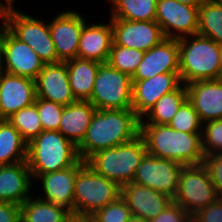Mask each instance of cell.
I'll list each match as a JSON object with an SVG mask.
<instances>
[{
  "label": "cell",
  "instance_id": "33",
  "mask_svg": "<svg viewBox=\"0 0 222 222\" xmlns=\"http://www.w3.org/2000/svg\"><path fill=\"white\" fill-rule=\"evenodd\" d=\"M168 125L174 130L185 133H202L203 124L193 105L186 100L178 109Z\"/></svg>",
  "mask_w": 222,
  "mask_h": 222
},
{
  "label": "cell",
  "instance_id": "23",
  "mask_svg": "<svg viewBox=\"0 0 222 222\" xmlns=\"http://www.w3.org/2000/svg\"><path fill=\"white\" fill-rule=\"evenodd\" d=\"M109 22L90 25L84 23L79 39L78 58L107 63L113 44L112 26Z\"/></svg>",
  "mask_w": 222,
  "mask_h": 222
},
{
  "label": "cell",
  "instance_id": "5",
  "mask_svg": "<svg viewBox=\"0 0 222 222\" xmlns=\"http://www.w3.org/2000/svg\"><path fill=\"white\" fill-rule=\"evenodd\" d=\"M146 153L145 142L138 135L130 142L95 152L86 163L96 173L110 179L121 188L133 181L135 171Z\"/></svg>",
  "mask_w": 222,
  "mask_h": 222
},
{
  "label": "cell",
  "instance_id": "30",
  "mask_svg": "<svg viewBox=\"0 0 222 222\" xmlns=\"http://www.w3.org/2000/svg\"><path fill=\"white\" fill-rule=\"evenodd\" d=\"M197 34L222 44V2L203 0L199 6V26Z\"/></svg>",
  "mask_w": 222,
  "mask_h": 222
},
{
  "label": "cell",
  "instance_id": "15",
  "mask_svg": "<svg viewBox=\"0 0 222 222\" xmlns=\"http://www.w3.org/2000/svg\"><path fill=\"white\" fill-rule=\"evenodd\" d=\"M132 82V110L140 119L164 94L176 90L182 84L179 72L162 73Z\"/></svg>",
  "mask_w": 222,
  "mask_h": 222
},
{
  "label": "cell",
  "instance_id": "44",
  "mask_svg": "<svg viewBox=\"0 0 222 222\" xmlns=\"http://www.w3.org/2000/svg\"><path fill=\"white\" fill-rule=\"evenodd\" d=\"M188 6H200L203 0H175Z\"/></svg>",
  "mask_w": 222,
  "mask_h": 222
},
{
  "label": "cell",
  "instance_id": "43",
  "mask_svg": "<svg viewBox=\"0 0 222 222\" xmlns=\"http://www.w3.org/2000/svg\"><path fill=\"white\" fill-rule=\"evenodd\" d=\"M6 3H2L0 1V13L7 9H13L14 8V0H4Z\"/></svg>",
  "mask_w": 222,
  "mask_h": 222
},
{
  "label": "cell",
  "instance_id": "17",
  "mask_svg": "<svg viewBox=\"0 0 222 222\" xmlns=\"http://www.w3.org/2000/svg\"><path fill=\"white\" fill-rule=\"evenodd\" d=\"M35 80L4 72L0 79V119L35 103Z\"/></svg>",
  "mask_w": 222,
  "mask_h": 222
},
{
  "label": "cell",
  "instance_id": "19",
  "mask_svg": "<svg viewBox=\"0 0 222 222\" xmlns=\"http://www.w3.org/2000/svg\"><path fill=\"white\" fill-rule=\"evenodd\" d=\"M85 163L86 161L80 159L76 164L64 170L38 175L35 179H40L45 195L44 197L38 195V198L60 205L73 215L75 178L78 170Z\"/></svg>",
  "mask_w": 222,
  "mask_h": 222
},
{
  "label": "cell",
  "instance_id": "34",
  "mask_svg": "<svg viewBox=\"0 0 222 222\" xmlns=\"http://www.w3.org/2000/svg\"><path fill=\"white\" fill-rule=\"evenodd\" d=\"M34 104L37 107L43 131H58L64 106L42 98H36Z\"/></svg>",
  "mask_w": 222,
  "mask_h": 222
},
{
  "label": "cell",
  "instance_id": "35",
  "mask_svg": "<svg viewBox=\"0 0 222 222\" xmlns=\"http://www.w3.org/2000/svg\"><path fill=\"white\" fill-rule=\"evenodd\" d=\"M131 216L126 201L119 196L114 202L97 210L90 217L94 222H127Z\"/></svg>",
  "mask_w": 222,
  "mask_h": 222
},
{
  "label": "cell",
  "instance_id": "47",
  "mask_svg": "<svg viewBox=\"0 0 222 222\" xmlns=\"http://www.w3.org/2000/svg\"><path fill=\"white\" fill-rule=\"evenodd\" d=\"M218 80L222 83V69H221V72H220Z\"/></svg>",
  "mask_w": 222,
  "mask_h": 222
},
{
  "label": "cell",
  "instance_id": "36",
  "mask_svg": "<svg viewBox=\"0 0 222 222\" xmlns=\"http://www.w3.org/2000/svg\"><path fill=\"white\" fill-rule=\"evenodd\" d=\"M202 148L205 156L222 154V119L203 123Z\"/></svg>",
  "mask_w": 222,
  "mask_h": 222
},
{
  "label": "cell",
  "instance_id": "8",
  "mask_svg": "<svg viewBox=\"0 0 222 222\" xmlns=\"http://www.w3.org/2000/svg\"><path fill=\"white\" fill-rule=\"evenodd\" d=\"M131 76L101 63L88 100L97 110L132 109Z\"/></svg>",
  "mask_w": 222,
  "mask_h": 222
},
{
  "label": "cell",
  "instance_id": "28",
  "mask_svg": "<svg viewBox=\"0 0 222 222\" xmlns=\"http://www.w3.org/2000/svg\"><path fill=\"white\" fill-rule=\"evenodd\" d=\"M187 100V89L183 83L174 91L164 94L141 118L140 124H168Z\"/></svg>",
  "mask_w": 222,
  "mask_h": 222
},
{
  "label": "cell",
  "instance_id": "24",
  "mask_svg": "<svg viewBox=\"0 0 222 222\" xmlns=\"http://www.w3.org/2000/svg\"><path fill=\"white\" fill-rule=\"evenodd\" d=\"M96 110L89 101L76 100L64 106L58 131L78 146L84 139Z\"/></svg>",
  "mask_w": 222,
  "mask_h": 222
},
{
  "label": "cell",
  "instance_id": "18",
  "mask_svg": "<svg viewBox=\"0 0 222 222\" xmlns=\"http://www.w3.org/2000/svg\"><path fill=\"white\" fill-rule=\"evenodd\" d=\"M179 72V44L177 39H164L147 50L132 80H145L154 75Z\"/></svg>",
  "mask_w": 222,
  "mask_h": 222
},
{
  "label": "cell",
  "instance_id": "32",
  "mask_svg": "<svg viewBox=\"0 0 222 222\" xmlns=\"http://www.w3.org/2000/svg\"><path fill=\"white\" fill-rule=\"evenodd\" d=\"M144 53V51L126 48L113 43L107 63L116 70L132 77L141 63Z\"/></svg>",
  "mask_w": 222,
  "mask_h": 222
},
{
  "label": "cell",
  "instance_id": "22",
  "mask_svg": "<svg viewBox=\"0 0 222 222\" xmlns=\"http://www.w3.org/2000/svg\"><path fill=\"white\" fill-rule=\"evenodd\" d=\"M31 171L27 161L0 165V202L22 205L29 197L32 187Z\"/></svg>",
  "mask_w": 222,
  "mask_h": 222
},
{
  "label": "cell",
  "instance_id": "37",
  "mask_svg": "<svg viewBox=\"0 0 222 222\" xmlns=\"http://www.w3.org/2000/svg\"><path fill=\"white\" fill-rule=\"evenodd\" d=\"M203 165L208 169L219 198H222V154L205 156Z\"/></svg>",
  "mask_w": 222,
  "mask_h": 222
},
{
  "label": "cell",
  "instance_id": "29",
  "mask_svg": "<svg viewBox=\"0 0 222 222\" xmlns=\"http://www.w3.org/2000/svg\"><path fill=\"white\" fill-rule=\"evenodd\" d=\"M110 19L155 21L157 0H109Z\"/></svg>",
  "mask_w": 222,
  "mask_h": 222
},
{
  "label": "cell",
  "instance_id": "4",
  "mask_svg": "<svg viewBox=\"0 0 222 222\" xmlns=\"http://www.w3.org/2000/svg\"><path fill=\"white\" fill-rule=\"evenodd\" d=\"M79 160L77 146L59 131H42L27 146V164L32 179L69 168Z\"/></svg>",
  "mask_w": 222,
  "mask_h": 222
},
{
  "label": "cell",
  "instance_id": "3",
  "mask_svg": "<svg viewBox=\"0 0 222 222\" xmlns=\"http://www.w3.org/2000/svg\"><path fill=\"white\" fill-rule=\"evenodd\" d=\"M178 44L179 76L184 85L219 78L222 65L218 43L194 34L178 39Z\"/></svg>",
  "mask_w": 222,
  "mask_h": 222
},
{
  "label": "cell",
  "instance_id": "39",
  "mask_svg": "<svg viewBox=\"0 0 222 222\" xmlns=\"http://www.w3.org/2000/svg\"><path fill=\"white\" fill-rule=\"evenodd\" d=\"M192 222H222V198L200 209L193 216Z\"/></svg>",
  "mask_w": 222,
  "mask_h": 222
},
{
  "label": "cell",
  "instance_id": "45",
  "mask_svg": "<svg viewBox=\"0 0 222 222\" xmlns=\"http://www.w3.org/2000/svg\"><path fill=\"white\" fill-rule=\"evenodd\" d=\"M127 222H147V220L132 215Z\"/></svg>",
  "mask_w": 222,
  "mask_h": 222
},
{
  "label": "cell",
  "instance_id": "31",
  "mask_svg": "<svg viewBox=\"0 0 222 222\" xmlns=\"http://www.w3.org/2000/svg\"><path fill=\"white\" fill-rule=\"evenodd\" d=\"M7 121L19 131L27 143L43 131L35 104L17 111Z\"/></svg>",
  "mask_w": 222,
  "mask_h": 222
},
{
  "label": "cell",
  "instance_id": "6",
  "mask_svg": "<svg viewBox=\"0 0 222 222\" xmlns=\"http://www.w3.org/2000/svg\"><path fill=\"white\" fill-rule=\"evenodd\" d=\"M119 196L121 188L115 182L96 173L85 163L75 178L73 215L90 217Z\"/></svg>",
  "mask_w": 222,
  "mask_h": 222
},
{
  "label": "cell",
  "instance_id": "11",
  "mask_svg": "<svg viewBox=\"0 0 222 222\" xmlns=\"http://www.w3.org/2000/svg\"><path fill=\"white\" fill-rule=\"evenodd\" d=\"M165 38L181 39L197 34L199 6H188L175 0H157L156 19Z\"/></svg>",
  "mask_w": 222,
  "mask_h": 222
},
{
  "label": "cell",
  "instance_id": "2",
  "mask_svg": "<svg viewBox=\"0 0 222 222\" xmlns=\"http://www.w3.org/2000/svg\"><path fill=\"white\" fill-rule=\"evenodd\" d=\"M139 135L150 155L173 160L183 166L203 164L202 133L177 131L168 124H140Z\"/></svg>",
  "mask_w": 222,
  "mask_h": 222
},
{
  "label": "cell",
  "instance_id": "9",
  "mask_svg": "<svg viewBox=\"0 0 222 222\" xmlns=\"http://www.w3.org/2000/svg\"><path fill=\"white\" fill-rule=\"evenodd\" d=\"M219 196L208 169L203 165L184 166L179 176L178 190L173 201L193 216L214 203Z\"/></svg>",
  "mask_w": 222,
  "mask_h": 222
},
{
  "label": "cell",
  "instance_id": "10",
  "mask_svg": "<svg viewBox=\"0 0 222 222\" xmlns=\"http://www.w3.org/2000/svg\"><path fill=\"white\" fill-rule=\"evenodd\" d=\"M184 166L173 160L157 158L148 153L142 158L132 182L175 197L179 176Z\"/></svg>",
  "mask_w": 222,
  "mask_h": 222
},
{
  "label": "cell",
  "instance_id": "16",
  "mask_svg": "<svg viewBox=\"0 0 222 222\" xmlns=\"http://www.w3.org/2000/svg\"><path fill=\"white\" fill-rule=\"evenodd\" d=\"M36 98L67 106L76 101L68 76L66 62L44 64L35 79Z\"/></svg>",
  "mask_w": 222,
  "mask_h": 222
},
{
  "label": "cell",
  "instance_id": "40",
  "mask_svg": "<svg viewBox=\"0 0 222 222\" xmlns=\"http://www.w3.org/2000/svg\"><path fill=\"white\" fill-rule=\"evenodd\" d=\"M0 222H21V207L11 202H0Z\"/></svg>",
  "mask_w": 222,
  "mask_h": 222
},
{
  "label": "cell",
  "instance_id": "26",
  "mask_svg": "<svg viewBox=\"0 0 222 222\" xmlns=\"http://www.w3.org/2000/svg\"><path fill=\"white\" fill-rule=\"evenodd\" d=\"M32 197V198H31ZM21 207V222H67L72 213L66 208L35 196Z\"/></svg>",
  "mask_w": 222,
  "mask_h": 222
},
{
  "label": "cell",
  "instance_id": "7",
  "mask_svg": "<svg viewBox=\"0 0 222 222\" xmlns=\"http://www.w3.org/2000/svg\"><path fill=\"white\" fill-rule=\"evenodd\" d=\"M0 19L13 35L26 43L45 64L61 62L57 58L48 21L31 17L15 8L1 12Z\"/></svg>",
  "mask_w": 222,
  "mask_h": 222
},
{
  "label": "cell",
  "instance_id": "41",
  "mask_svg": "<svg viewBox=\"0 0 222 222\" xmlns=\"http://www.w3.org/2000/svg\"><path fill=\"white\" fill-rule=\"evenodd\" d=\"M68 222H94L91 217L88 216H76L72 215L69 219Z\"/></svg>",
  "mask_w": 222,
  "mask_h": 222
},
{
  "label": "cell",
  "instance_id": "42",
  "mask_svg": "<svg viewBox=\"0 0 222 222\" xmlns=\"http://www.w3.org/2000/svg\"><path fill=\"white\" fill-rule=\"evenodd\" d=\"M4 72L5 70H4L3 47H2V41H1V25H0V79Z\"/></svg>",
  "mask_w": 222,
  "mask_h": 222
},
{
  "label": "cell",
  "instance_id": "13",
  "mask_svg": "<svg viewBox=\"0 0 222 222\" xmlns=\"http://www.w3.org/2000/svg\"><path fill=\"white\" fill-rule=\"evenodd\" d=\"M113 43L130 49L146 52L165 38L156 21H130L110 19Z\"/></svg>",
  "mask_w": 222,
  "mask_h": 222
},
{
  "label": "cell",
  "instance_id": "21",
  "mask_svg": "<svg viewBox=\"0 0 222 222\" xmlns=\"http://www.w3.org/2000/svg\"><path fill=\"white\" fill-rule=\"evenodd\" d=\"M187 100L203 123L222 119V83L218 79L186 84Z\"/></svg>",
  "mask_w": 222,
  "mask_h": 222
},
{
  "label": "cell",
  "instance_id": "20",
  "mask_svg": "<svg viewBox=\"0 0 222 222\" xmlns=\"http://www.w3.org/2000/svg\"><path fill=\"white\" fill-rule=\"evenodd\" d=\"M121 197L126 201L131 215L147 221L154 219L173 202L167 194L134 182L121 187Z\"/></svg>",
  "mask_w": 222,
  "mask_h": 222
},
{
  "label": "cell",
  "instance_id": "12",
  "mask_svg": "<svg viewBox=\"0 0 222 222\" xmlns=\"http://www.w3.org/2000/svg\"><path fill=\"white\" fill-rule=\"evenodd\" d=\"M1 41L5 72L35 80L45 64L39 56L2 23Z\"/></svg>",
  "mask_w": 222,
  "mask_h": 222
},
{
  "label": "cell",
  "instance_id": "1",
  "mask_svg": "<svg viewBox=\"0 0 222 222\" xmlns=\"http://www.w3.org/2000/svg\"><path fill=\"white\" fill-rule=\"evenodd\" d=\"M140 120L132 109L96 110L77 146L80 159L86 161L97 151L132 141L140 134Z\"/></svg>",
  "mask_w": 222,
  "mask_h": 222
},
{
  "label": "cell",
  "instance_id": "27",
  "mask_svg": "<svg viewBox=\"0 0 222 222\" xmlns=\"http://www.w3.org/2000/svg\"><path fill=\"white\" fill-rule=\"evenodd\" d=\"M28 143L7 119H0V165L27 161Z\"/></svg>",
  "mask_w": 222,
  "mask_h": 222
},
{
  "label": "cell",
  "instance_id": "46",
  "mask_svg": "<svg viewBox=\"0 0 222 222\" xmlns=\"http://www.w3.org/2000/svg\"><path fill=\"white\" fill-rule=\"evenodd\" d=\"M220 61H221V65H222V44L220 45Z\"/></svg>",
  "mask_w": 222,
  "mask_h": 222
},
{
  "label": "cell",
  "instance_id": "38",
  "mask_svg": "<svg viewBox=\"0 0 222 222\" xmlns=\"http://www.w3.org/2000/svg\"><path fill=\"white\" fill-rule=\"evenodd\" d=\"M147 222H192L191 215L180 205L171 202L163 212Z\"/></svg>",
  "mask_w": 222,
  "mask_h": 222
},
{
  "label": "cell",
  "instance_id": "25",
  "mask_svg": "<svg viewBox=\"0 0 222 222\" xmlns=\"http://www.w3.org/2000/svg\"><path fill=\"white\" fill-rule=\"evenodd\" d=\"M69 83L76 100L88 101L101 63L78 58L66 61Z\"/></svg>",
  "mask_w": 222,
  "mask_h": 222
},
{
  "label": "cell",
  "instance_id": "14",
  "mask_svg": "<svg viewBox=\"0 0 222 222\" xmlns=\"http://www.w3.org/2000/svg\"><path fill=\"white\" fill-rule=\"evenodd\" d=\"M49 29L55 46L57 58L61 62L78 56L79 39L86 22L82 14L75 10L64 11L50 20Z\"/></svg>",
  "mask_w": 222,
  "mask_h": 222
}]
</instances>
